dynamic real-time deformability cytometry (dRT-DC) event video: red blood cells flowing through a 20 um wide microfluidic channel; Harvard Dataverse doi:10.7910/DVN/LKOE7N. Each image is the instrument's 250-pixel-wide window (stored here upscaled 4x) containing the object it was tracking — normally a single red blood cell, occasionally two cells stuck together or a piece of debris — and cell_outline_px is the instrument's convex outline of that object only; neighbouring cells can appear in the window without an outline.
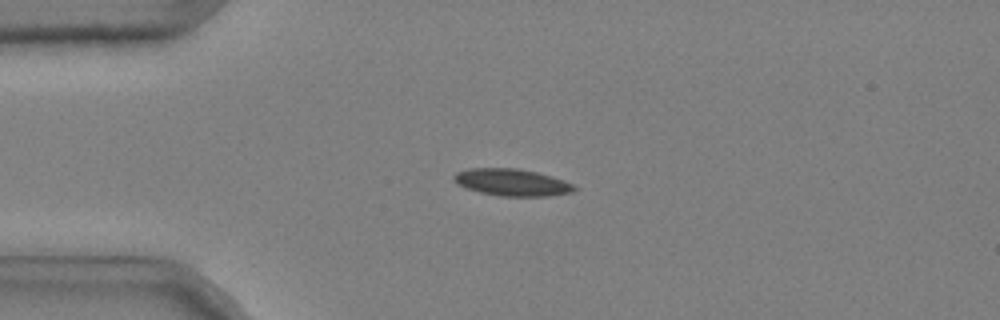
{"species": "common noctule bat (a hibernating species)", "species_latin": "Nyctalus noctula", "temperature_condition": "cold", "stored_images_in_passage": 17, "camera_frame_rate_fps": 3000, "um_per_image_px": 0.085, "animal": {"sex": "male", "body_mass_g": 20.4}, "frame": {"image": 1, "passage_image": 1, "time_ms": 0.0, "image_size_px": [1000, 320], "cell_outline_px": [[576, 188], [572, 192], [548, 196], [500, 196], [480, 192], [468, 188], [452, 180], [452, 176], [456, 172], [468, 168], [516, 168], [536, 172], [552, 176], [564, 180], [572, 184]], "centroid_in_image_um": [43.5, 15.49], "position_along_channel_um": 41.5, "area_um2": 18.84}}
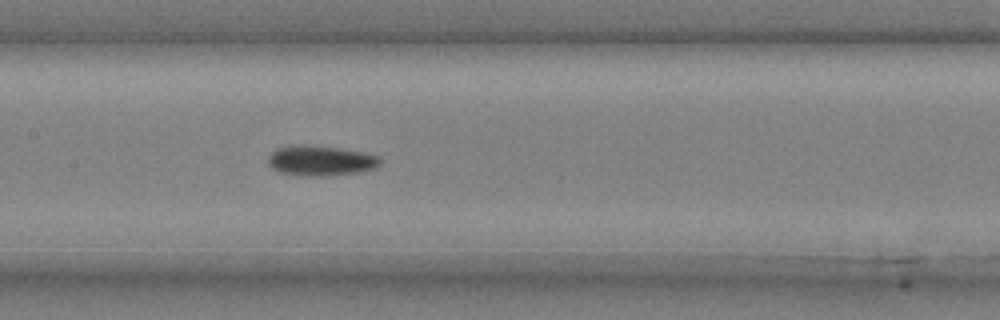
{"frame": {"image": 2, "passage_image": 14, "time_ms": 4.333, "image_size_px": [1000, 320], "cell_outline_px": [[380, 164], [376, 168], [360, 172], [320, 176], [308, 176], [280, 172], [272, 168], [268, 164], [268, 156], [276, 148], [300, 144], [304, 144], [340, 148], [364, 152], [380, 156]], "centroid_in_image_um": [27.27, 13.64], "position_along_channel_um": 180.1, "area_um2": 19.77}}
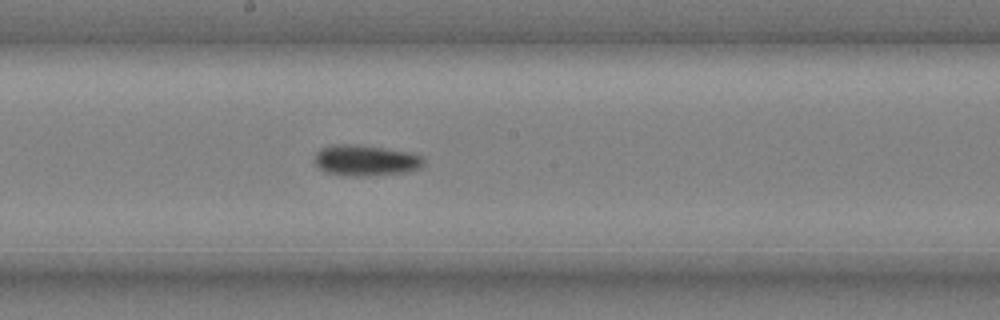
{"frame": {"image": 3, "passage_image": 17, "time_ms": 5.333, "image_size_px": [1000, 320], "cell_outline_px": [[424, 164], [420, 168], [408, 172], [368, 176], [356, 176], [324, 172], [316, 164], [316, 152], [320, 148], [332, 144], [356, 144], [412, 152], [424, 156]], "centroid_in_image_um": [31.13, 13.62], "position_along_channel_um": 217.1, "area_um2": 19.83}}